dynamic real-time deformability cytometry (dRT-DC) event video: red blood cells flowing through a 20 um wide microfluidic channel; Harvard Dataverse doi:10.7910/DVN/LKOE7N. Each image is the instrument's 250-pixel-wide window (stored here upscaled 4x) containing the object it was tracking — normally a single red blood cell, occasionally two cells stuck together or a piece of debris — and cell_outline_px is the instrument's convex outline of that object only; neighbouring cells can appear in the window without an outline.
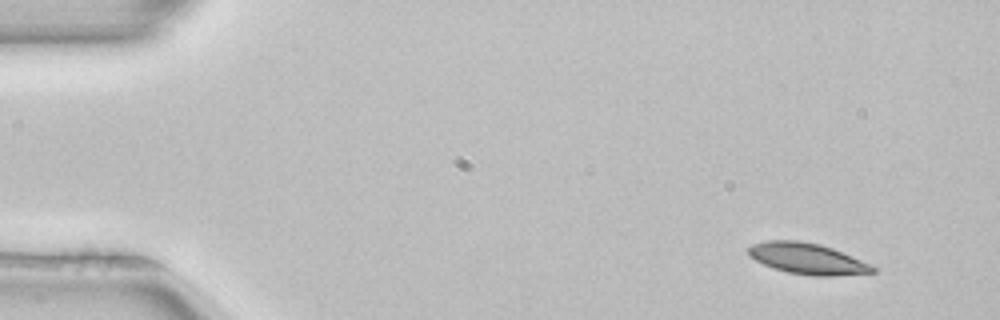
{"species": "common noctule bat (a hibernating species)", "species_latin": "Nyctalus noctula", "temperature_condition": "room temperature", "stored_images_in_passage": 3, "camera_frame_rate_fps": 3000, "um_per_image_px": 0.085, "animal": {"sex": "female", "body_mass_g": 22.7, "forearm_length_mm": 54.2}, "frame": {"image": 1, "passage_image": 1, "time_ms": 0.0, "image_size_px": [1000, 320], "cell_outline_px": [[876, 272], [836, 276], [812, 276], [788, 272], [772, 268], [748, 256], [748, 248], [752, 244], [768, 240], [800, 240], [820, 244], [832, 248], [860, 260], [876, 268]], "centroid_in_image_um": [68.59, 21.98], "position_along_channel_um": 16.4, "area_um2": 22.43}}